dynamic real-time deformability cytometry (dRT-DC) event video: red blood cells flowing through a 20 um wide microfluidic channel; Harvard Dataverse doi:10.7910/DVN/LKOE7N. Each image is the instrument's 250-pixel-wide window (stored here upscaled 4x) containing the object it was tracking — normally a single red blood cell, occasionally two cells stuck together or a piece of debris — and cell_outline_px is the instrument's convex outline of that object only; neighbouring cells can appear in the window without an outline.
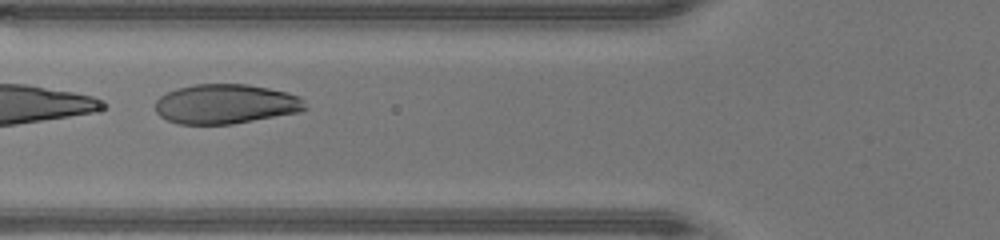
{"species": "human", "species_latin": "Homo sapiens", "temperature_condition": "warm", "stored_images_in_passage": 17, "segment_of_instrument_passage": [2, 2], "camera_frame_rate_fps": 3000, "um_per_image_px": 0.085, "donor": {"sex": "male"}, "frame": {"image": 1, "passage_image": 13, "time_ms": 4.0, "image_size_px": [1000, 240], "cell_outline_px": [[308, 108], [300, 112], [232, 124], [180, 124], [168, 120], [160, 116], [156, 112], [156, 100], [160, 96], [176, 88], [196, 84], [248, 84], [288, 92], [300, 96], [304, 100]], "centroid_in_image_um": [19.21, 8.84], "position_along_channel_um": 106.6, "area_um2": 34.74}}